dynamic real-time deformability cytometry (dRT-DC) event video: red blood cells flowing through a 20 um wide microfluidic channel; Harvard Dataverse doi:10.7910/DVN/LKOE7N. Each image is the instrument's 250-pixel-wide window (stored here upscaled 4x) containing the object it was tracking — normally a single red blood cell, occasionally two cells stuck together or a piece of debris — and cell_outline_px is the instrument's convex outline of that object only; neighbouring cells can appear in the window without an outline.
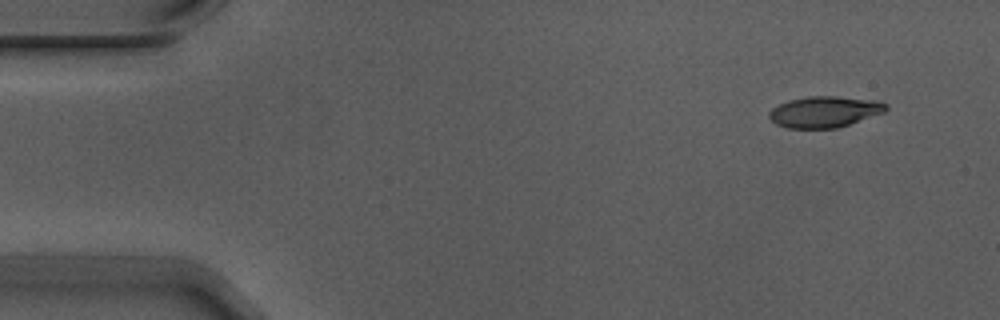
{"species": "Egyptian fruit bat (a non-hibernating species)", "species_latin": "Rousettus aegyptiacus", "temperature_condition": "warm", "stored_images_in_passage": 6, "camera_frame_rate_fps": 3000, "um_per_image_px": 0.085, "animal": {"sex": "male"}, "frame": {"image": 1, "passage_image": 1, "time_ms": 0.0, "image_size_px": [1000, 320], "cell_outline_px": [[888, 108], [884, 112], [836, 128], [788, 128], [776, 124], [768, 116], [768, 112], [772, 108], [788, 100], [808, 96], [836, 96], [880, 100], [888, 104]], "centroid_in_image_um": [70.09, 9.49], "position_along_channel_um": 14.9, "area_um2": 21.21}}
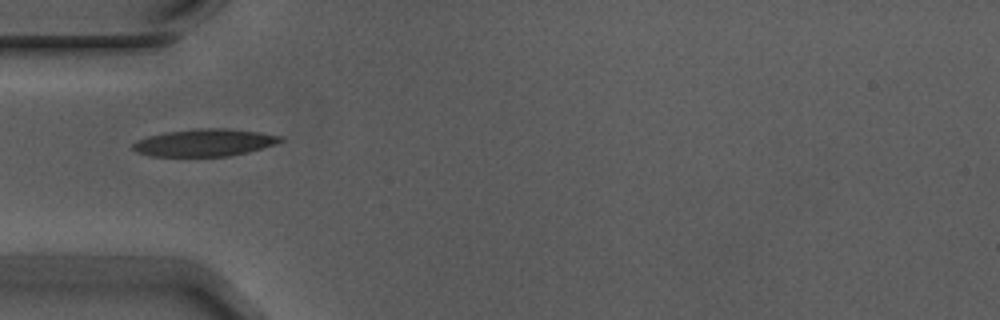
{"frame": {"image": 2, "passage_image": 4, "time_ms": 1.0, "image_size_px": [1000, 320], "cell_outline_px": [[284, 140], [248, 152], [228, 156], [148, 156], [136, 152], [132, 148], [132, 144], [136, 140], [148, 136], [168, 132], [196, 128], [228, 128], [260, 132], [284, 136]], "centroid_in_image_um": [17.36, 12.12], "position_along_channel_um": 67.6, "area_um2": 23.47}}
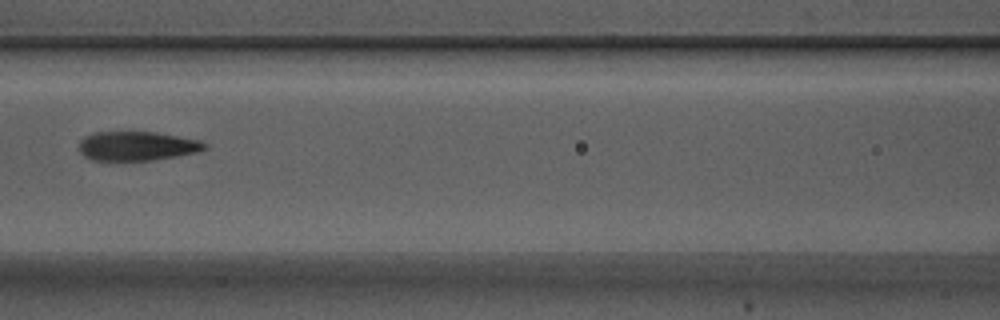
{"frame": {"image": 3, "passage_image": 6, "time_ms": 1.667, "image_size_px": [1000, 320], "cell_outline_px": [[208, 148], [196, 152], [176, 156], [152, 160], [92, 160], [84, 156], [80, 152], [80, 140], [84, 136], [92, 132], [156, 132], [200, 140], [208, 144]], "centroid_in_image_um": [11.65, 12.4], "position_along_channel_um": 155.0, "area_um2": 21.39}}